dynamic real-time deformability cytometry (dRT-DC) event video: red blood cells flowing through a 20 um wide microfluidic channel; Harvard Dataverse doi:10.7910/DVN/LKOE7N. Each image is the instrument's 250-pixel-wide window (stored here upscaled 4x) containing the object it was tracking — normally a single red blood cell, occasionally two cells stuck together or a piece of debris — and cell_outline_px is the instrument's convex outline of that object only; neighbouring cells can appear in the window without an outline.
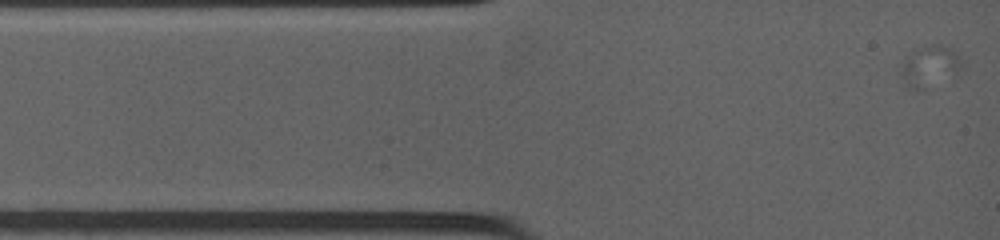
{"species": "common noctule bat (a hibernating species)", "species_latin": "Nyctalus noctula", "temperature_condition": "warm", "stored_images_in_passage": 4, "camera_frame_rate_fps": 4500, "um_per_image_px": 0.085, "animal": {"sex": "female", "body_mass_g": 19.0, "forearm_length_mm": 53.3}, "frame": {"image": 1, "passage_image": 1, "time_ms": 0.0, "image_size_px": [1000, 240], "cell_outline_px": [[964, 68], [916, 92], [896, 72], [900, 64], [912, 52], [920, 48], [932, 44], [936, 44], [948, 48], [964, 64]], "centroid_in_image_um": [78.94, 5.63], "position_along_channel_um": 6.1, "area_um2": 13.99}}
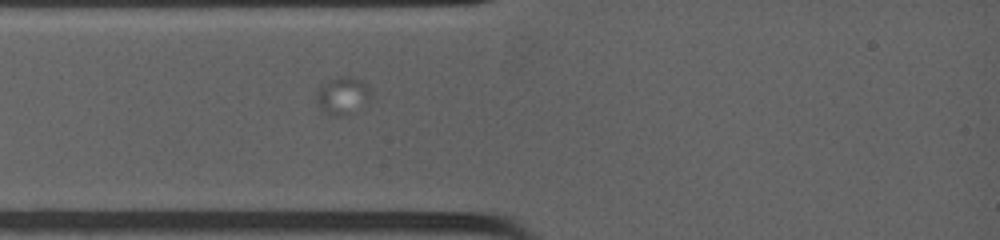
{"frame": {"image": 2, "passage_image": 4, "time_ms": 2.667, "image_size_px": [1000, 240], "cell_outline_px": [[368, 104], [352, 112], [340, 116], [328, 116], [320, 108], [316, 100], [316, 88], [328, 80], [336, 76], [348, 76], [360, 80], [368, 84]], "centroid_in_image_um": [29.07, 8.13], "position_along_channel_um": 55.9, "area_um2": 12.02}}